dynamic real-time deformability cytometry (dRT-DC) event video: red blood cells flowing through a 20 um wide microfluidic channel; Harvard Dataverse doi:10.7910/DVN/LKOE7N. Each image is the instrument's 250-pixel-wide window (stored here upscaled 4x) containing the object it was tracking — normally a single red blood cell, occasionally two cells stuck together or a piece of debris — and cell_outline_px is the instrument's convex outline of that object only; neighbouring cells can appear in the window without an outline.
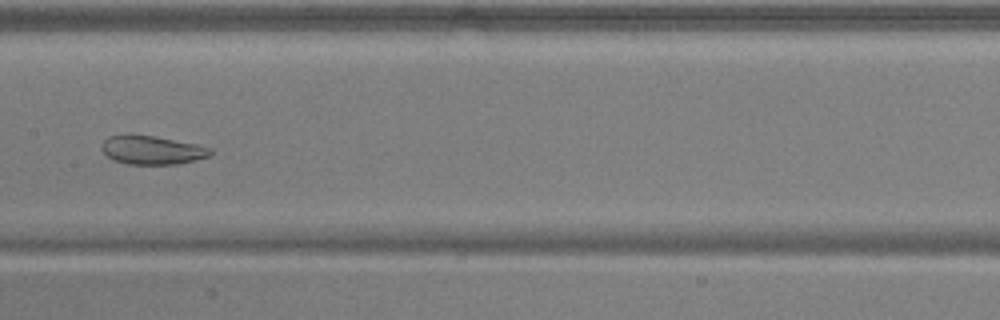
{"species": "common noctule bat (a hibernating species)", "species_latin": "Nyctalus noctula", "temperature_condition": "warm", "stored_images_in_passage": 9, "camera_frame_rate_fps": 3000, "um_per_image_px": 0.085, "animal": {"sex": "male", "body_mass_g": 17.9, "forearm_length_mm": 54.2}, "frame": {"image": 1, "passage_image": 8, "time_ms": 2.333, "image_size_px": [1000, 320], "cell_outline_px": [[212, 152], [208, 156], [196, 160], [176, 164], [128, 164], [112, 160], [100, 148], [104, 140], [108, 136], [128, 132], [132, 132], [196, 144], [212, 148]], "centroid_in_image_um": [12.86, 12.72], "position_along_channel_um": 194.5, "area_um2": 18.5}}